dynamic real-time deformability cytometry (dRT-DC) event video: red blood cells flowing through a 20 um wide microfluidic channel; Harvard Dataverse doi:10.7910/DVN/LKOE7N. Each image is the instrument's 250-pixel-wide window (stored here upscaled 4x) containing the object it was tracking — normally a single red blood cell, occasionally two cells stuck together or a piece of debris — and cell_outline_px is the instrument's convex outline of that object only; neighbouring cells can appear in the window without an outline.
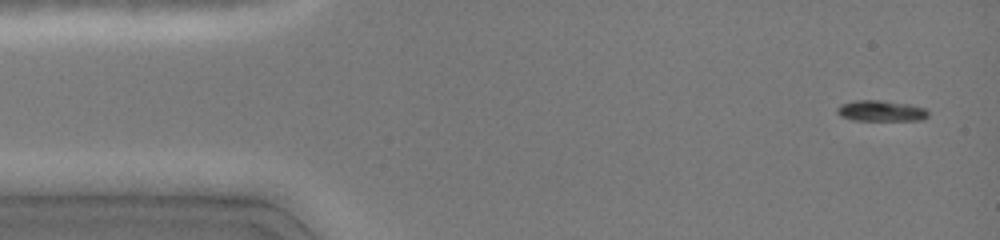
{"species": "common noctule bat (a hibernating species)", "species_latin": "Nyctalus noctula", "temperature_condition": "cold", "stored_images_in_passage": 14, "camera_frame_rate_fps": 3000, "um_per_image_px": 0.085, "animal": {"sex": "female", "body_mass_g": 19.0, "forearm_length_mm": 51.5}, "frame": {"image": 1, "passage_image": 1, "time_ms": 0.0, "image_size_px": [1000, 240], "cell_outline_px": [[928, 116], [924, 120], [852, 120], [840, 116], [836, 112], [836, 108], [840, 104], [856, 100], [880, 100], [908, 104], [924, 108], [928, 112]], "centroid_in_image_um": [74.85, 9.42], "position_along_channel_um": 10.2, "area_um2": 11.1}}
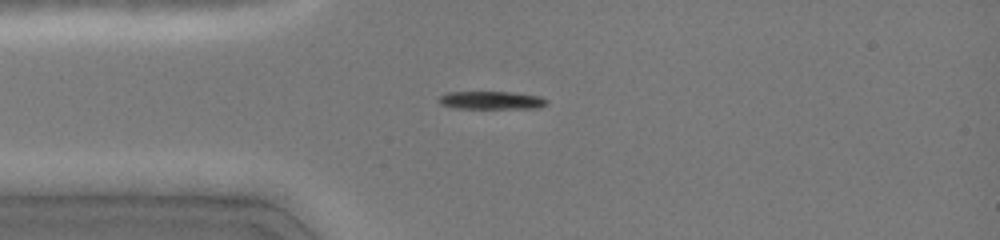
{"frame": {"image": 2, "passage_image": 5, "time_ms": 3.0, "image_size_px": [1000, 240], "cell_outline_px": [[548, 104], [540, 108], [456, 108], [440, 104], [436, 100], [436, 96], [448, 92], [512, 92], [540, 96], [548, 100]], "centroid_in_image_um": [41.74, 8.52], "position_along_channel_um": 43.3, "area_um2": 11.5}}
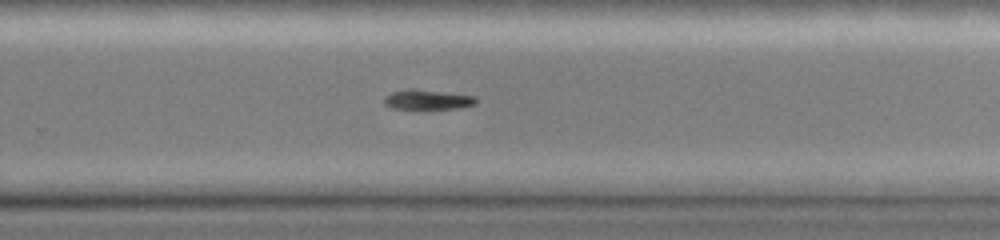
{"frame": {"image": 3, "passage_image": 14, "time_ms": 9.333, "image_size_px": [1000, 240], "cell_outline_px": [[476, 104], [456, 108], [392, 108], [384, 104], [384, 96], [392, 92], [408, 88], [412, 88], [476, 96]], "centroid_in_image_um": [36.31, 8.45], "position_along_channel_um": 293.5, "area_um2": 10.46}}